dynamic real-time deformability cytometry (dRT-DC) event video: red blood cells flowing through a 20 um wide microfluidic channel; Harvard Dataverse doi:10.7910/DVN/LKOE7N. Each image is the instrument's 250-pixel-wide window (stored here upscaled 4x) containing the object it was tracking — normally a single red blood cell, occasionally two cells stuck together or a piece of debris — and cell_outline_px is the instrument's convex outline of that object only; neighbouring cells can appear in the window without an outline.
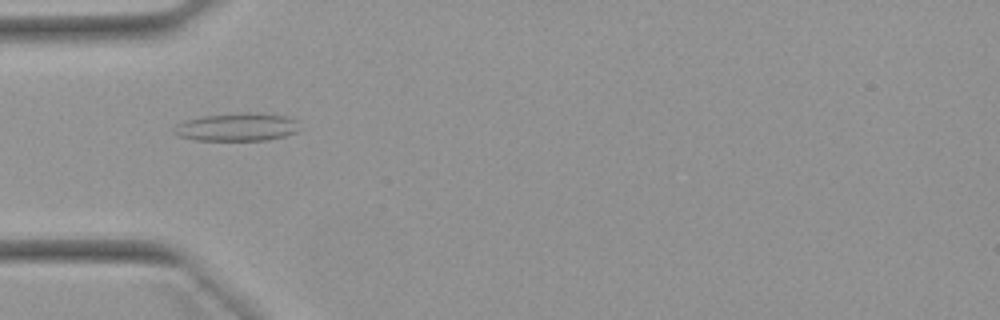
{"species": "Egyptian fruit bat (a non-hibernating species)", "species_latin": "Rousettus aegyptiacus", "temperature_condition": "warm", "stored_images_in_passage": 27, "camera_frame_rate_fps": 3000, "um_per_image_px": 0.085, "animal": {"sex": "female"}, "frame": {"image": 1, "passage_image": 2, "time_ms": 0.333, "image_size_px": [1000, 320], "cell_outline_px": [[300, 128], [296, 132], [284, 136], [264, 140], [196, 140], [176, 136], [172, 132], [176, 124], [184, 120], [204, 116], [240, 112], [256, 112], [288, 116], [296, 120]], "centroid_in_image_um": [20.13, 10.79], "position_along_channel_um": 64.9, "area_um2": 20.75}}
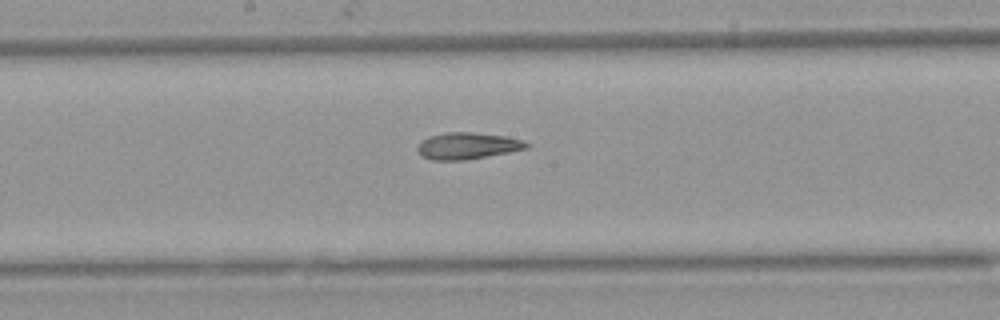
{"frame": {"image": 2, "passage_image": 13, "time_ms": 4.0, "image_size_px": [1000, 320], "cell_outline_px": [[532, 144], [528, 148], [508, 152], [464, 160], [432, 160], [420, 156], [416, 148], [428, 136], [444, 132], [472, 132], [504, 136], [524, 140]], "centroid_in_image_um": [39.74, 12.39], "position_along_channel_um": 208.5, "area_um2": 16.94}}
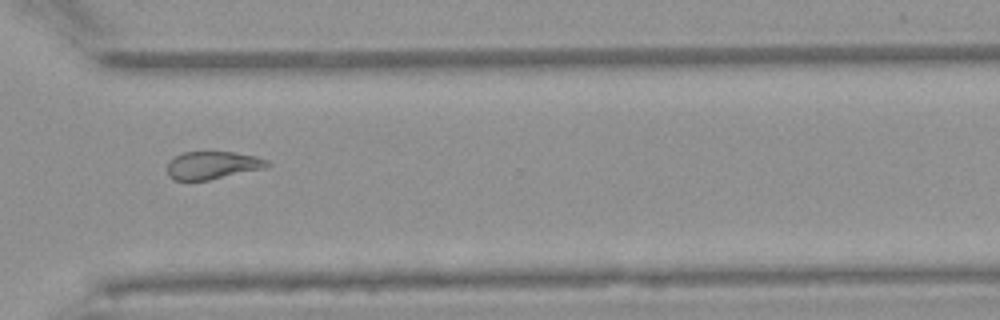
{"frame": {"image": 3, "passage_image": 24, "time_ms": 7.667, "image_size_px": [1000, 320], "cell_outline_px": [[272, 164], [264, 168], [208, 180], [176, 180], [168, 176], [168, 164], [176, 156], [184, 152], [232, 152], [256, 156], [268, 160]], "centroid_in_image_um": [18.09, 14.04], "position_along_channel_um": 352.5, "area_um2": 15.95}, "authors_computed_cell_mechanics": {"area_um2": 16.8198, "velocity_mm_per_s": 3.9325, "shape_relaxation_time_tau1_ms": null, "shape_relaxation_time_tau2_ms": 4.6205, "deformation_change_tau1": null, "deformation_change_tau2": 0.1439}}